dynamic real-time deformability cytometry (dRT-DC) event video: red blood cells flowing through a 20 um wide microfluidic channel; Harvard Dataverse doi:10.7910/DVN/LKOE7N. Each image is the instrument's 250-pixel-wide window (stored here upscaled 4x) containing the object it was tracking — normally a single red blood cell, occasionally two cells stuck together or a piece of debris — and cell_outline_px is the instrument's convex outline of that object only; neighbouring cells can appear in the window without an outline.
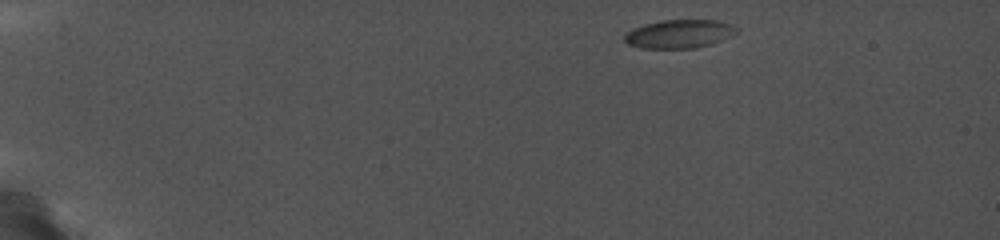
{"species": "common noctule bat (a hibernating species)", "species_latin": "Nyctalus noctula", "temperature_condition": "cold", "stored_images_in_passage": 33, "camera_frame_rate_fps": 5000, "um_per_image_px": 0.085, "animal": {"sex": "female", "body_mass_g": 19.0, "forearm_length_mm": 56.7}, "frame": {"image": 1, "passage_image": 1, "time_ms": 0.0, "image_size_px": [1000, 240], "cell_outline_px": [[740, 32], [712, 44], [696, 48], [640, 48], [628, 44], [624, 40], [624, 36], [632, 28], [644, 24], [660, 20], [716, 20], [732, 24], [740, 28]], "centroid_in_image_um": [57.78, 2.88], "position_along_channel_um": 27.2, "area_um2": 18.84}}
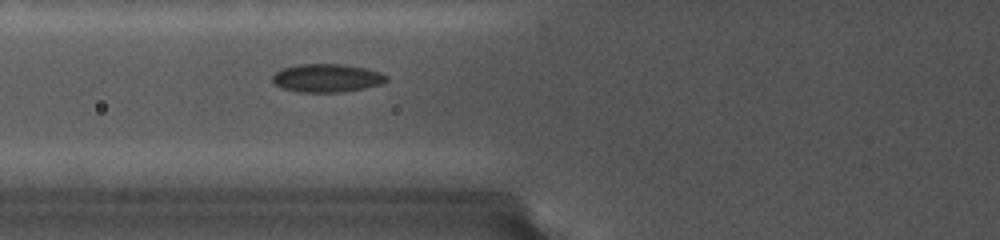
{"frame": {"image": 2, "passage_image": 13, "time_ms": 5.0, "image_size_px": [1000, 240], "cell_outline_px": [[388, 80], [380, 84], [364, 88], [340, 92], [300, 92], [284, 88], [276, 84], [272, 80], [272, 76], [280, 68], [296, 64], [344, 64], [364, 68], [380, 72], [388, 76]], "centroid_in_image_um": [27.78, 6.62], "position_along_channel_um": 98.0, "area_um2": 18.73}}
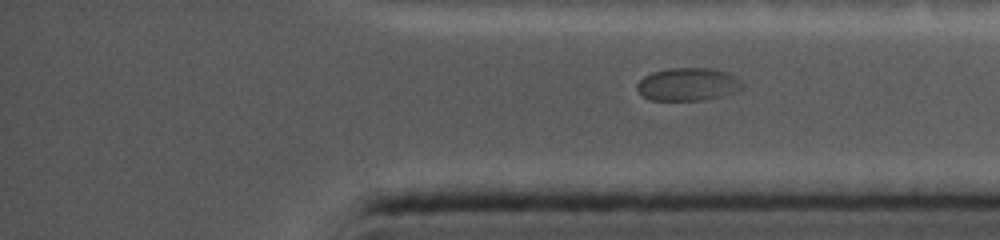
{"frame": {"image": 3, "passage_image": 33, "time_ms": 12.6, "image_size_px": [1000, 240], "cell_outline_px": [[728, 76], [712, 96], [696, 100], [652, 100], [644, 96], [636, 88], [636, 84], [644, 76], [652, 72], [668, 68], [708, 68], [720, 72]], "centroid_in_image_um": [57.87, 7.13], "position_along_channel_um": 377.3, "area_um2": 17.05}}